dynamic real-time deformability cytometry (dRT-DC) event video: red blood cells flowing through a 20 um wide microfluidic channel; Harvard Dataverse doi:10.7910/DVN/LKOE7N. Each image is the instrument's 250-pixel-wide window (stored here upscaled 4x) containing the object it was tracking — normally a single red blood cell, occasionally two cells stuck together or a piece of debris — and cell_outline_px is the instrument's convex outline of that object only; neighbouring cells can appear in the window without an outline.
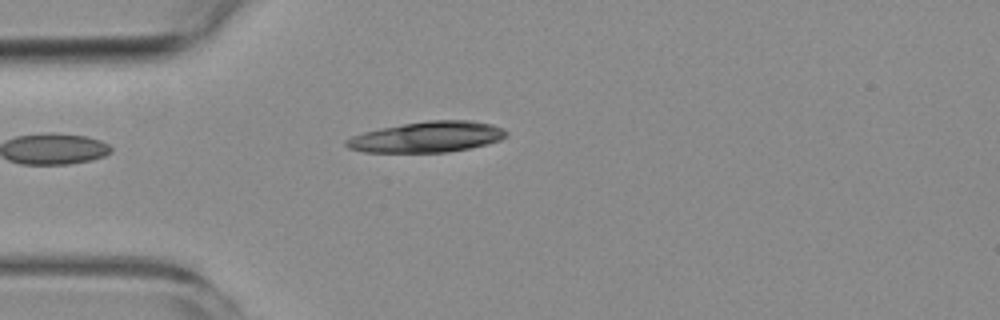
{"species": "common noctule bat (a hibernating species)", "species_latin": "Nyctalus noctula", "temperature_condition": "room temperature", "stored_images_in_passage": 5, "camera_frame_rate_fps": 3000, "um_per_image_px": 0.085, "animal": {"sex": "female", "body_mass_g": 19.3, "forearm_length_mm": 54.1}, "frame": {"image": 1, "passage_image": 5, "time_ms": 4.667, "image_size_px": [1000, 320], "cell_outline_px": [[508, 136], [500, 140], [488, 144], [448, 152], [364, 152], [348, 148], [344, 144], [344, 140], [352, 136], [364, 132], [404, 124], [428, 120], [472, 120], [492, 124], [504, 128], [508, 132]], "centroid_in_image_um": [36.35, 11.64], "position_along_channel_um": 48.6, "area_um2": 28.67}}